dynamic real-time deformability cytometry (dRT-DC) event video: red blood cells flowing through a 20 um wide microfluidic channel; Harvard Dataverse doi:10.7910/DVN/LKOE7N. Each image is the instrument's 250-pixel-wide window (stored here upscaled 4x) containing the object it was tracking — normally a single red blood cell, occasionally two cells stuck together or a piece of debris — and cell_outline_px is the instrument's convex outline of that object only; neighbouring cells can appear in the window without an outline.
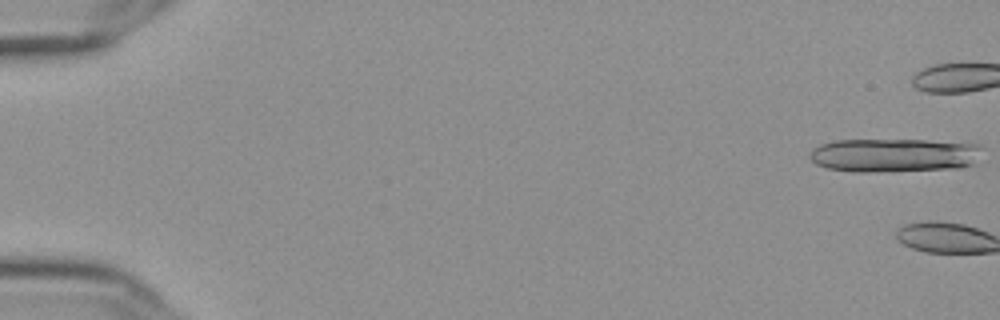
{"species": "Egyptian fruit bat (a non-hibernating species)", "species_latin": "Rousettus aegyptiacus", "temperature_condition": "cold", "stored_images_in_passage": 3, "camera_frame_rate_fps": 3000, "um_per_image_px": 0.085, "frame": {"image": 1, "passage_image": 1, "time_ms": 0.0, "image_size_px": [1000, 320], "cell_outline_px": [[980, 148], [972, 164], [960, 168], [892, 172], [856, 172], [828, 168], [816, 164], [808, 156], [812, 148], [820, 144], [836, 140], [924, 140], [980, 144]], "centroid_in_image_um": [75.94, 13.2], "position_along_channel_um": 9.1, "area_um2": 33.99}}